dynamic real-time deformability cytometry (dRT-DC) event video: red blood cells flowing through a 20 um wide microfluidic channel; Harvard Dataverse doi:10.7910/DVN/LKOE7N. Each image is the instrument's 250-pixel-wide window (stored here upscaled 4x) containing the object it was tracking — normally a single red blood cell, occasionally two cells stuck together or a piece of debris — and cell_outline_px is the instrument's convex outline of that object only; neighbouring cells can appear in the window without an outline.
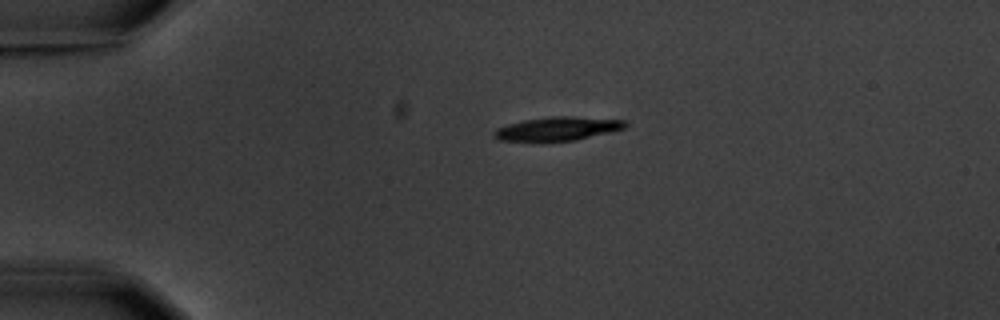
{"species": "common noctule bat (a hibernating species)", "species_latin": "Nyctalus noctula", "temperature_condition": "warm", "stored_images_in_passage": 2, "camera_frame_rate_fps": 3000, "um_per_image_px": 0.085, "animal": {"sex": "male", "body_mass_g": 20.1, "forearm_length_mm": 53.5}, "frame": {"image": 1, "passage_image": 1, "time_ms": 0.0, "image_size_px": [1000, 320], "cell_outline_px": [[628, 124], [624, 128], [576, 140], [500, 140], [492, 132], [496, 128], [508, 124], [524, 120], [548, 116], [572, 116], [624, 120]], "centroid_in_image_um": [47.41, 10.91], "position_along_channel_um": 37.6, "area_um2": 17.63}}